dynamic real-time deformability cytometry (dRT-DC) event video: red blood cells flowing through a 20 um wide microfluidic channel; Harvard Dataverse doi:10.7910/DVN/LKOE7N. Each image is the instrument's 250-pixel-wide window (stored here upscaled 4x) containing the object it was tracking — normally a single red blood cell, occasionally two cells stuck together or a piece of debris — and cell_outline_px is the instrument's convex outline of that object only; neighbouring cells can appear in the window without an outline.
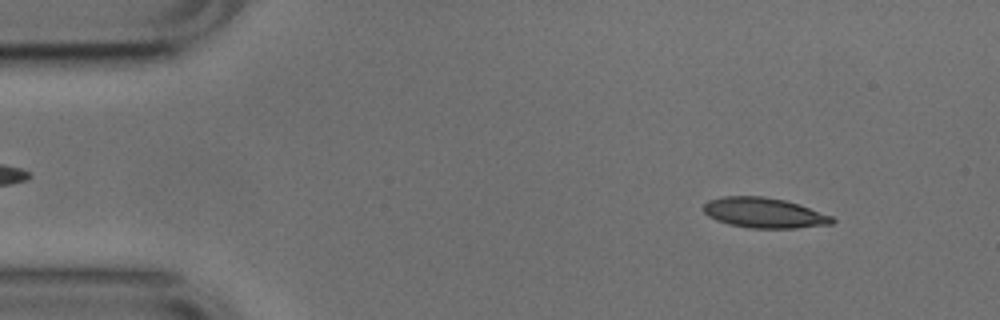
{"species": "common noctule bat (a hibernating species)", "species_latin": "Nyctalus noctula", "temperature_condition": "cold", "stored_images_in_passage": 51, "camera_frame_rate_fps": 3000, "um_per_image_px": 0.085, "animal": {"sex": "male", "body_mass_g": 17.9, "forearm_length_mm": 54.2}, "frame": {"image": 1, "passage_image": 5, "time_ms": 1.333, "image_size_px": [1000, 320], "cell_outline_px": [[836, 220], [832, 224], [796, 228], [748, 228], [728, 224], [716, 220], [708, 216], [704, 212], [704, 204], [708, 200], [724, 196], [764, 196], [784, 200], [800, 204], [832, 216]], "centroid_in_image_um": [64.95, 18.09], "position_along_channel_um": 20.0, "area_um2": 22.77}}
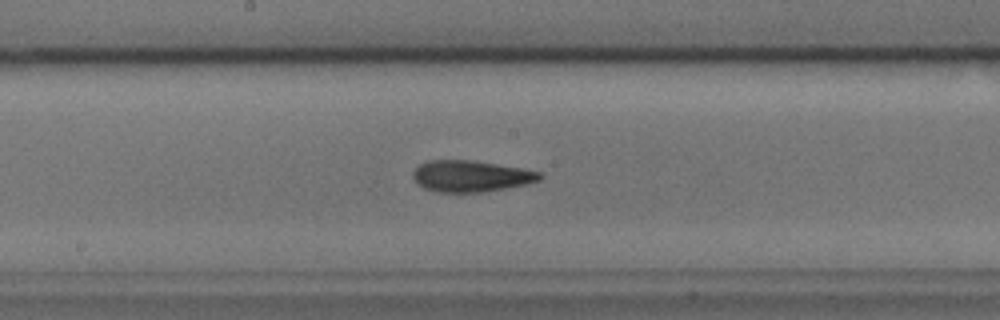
{"frame": {"image": 2, "passage_image": 26, "time_ms": 8.333, "image_size_px": [1000, 320], "cell_outline_px": [[544, 176], [540, 180], [524, 184], [504, 188], [480, 192], [436, 192], [424, 188], [416, 184], [412, 176], [412, 172], [420, 164], [428, 160], [472, 160], [520, 168], [540, 172]], "centroid_in_image_um": [39.97, 14.97], "position_along_channel_um": 208.2, "area_um2": 23.06}}
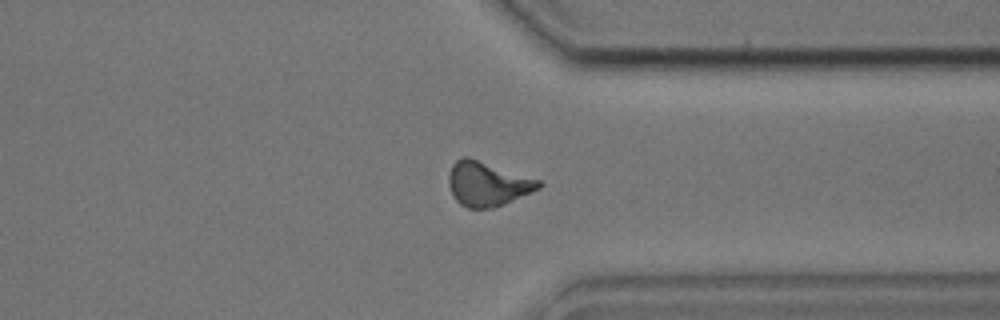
{"frame": {"image": 3, "passage_image": 39, "time_ms": 12.667, "image_size_px": [1000, 320], "cell_outline_px": [[544, 184], [540, 188], [492, 208], [468, 208], [460, 204], [452, 196], [448, 184], [448, 176], [452, 164], [456, 160], [464, 156], [468, 156], [540, 180]], "centroid_in_image_um": [41.39, 15.61], "position_along_channel_um": 370.0, "area_um2": 23.18}, "authors_computed_cell_mechanics": {"area_um2": 22.5998, "velocity_mm_per_s": 3.7783, "shape_relaxation_time_tau1_ms": 9.005, "shape_relaxation_time_tau2_ms": 3.2853, "deformation_change_tau1": 0.189, "deformation_change_tau2": 0.1139}}